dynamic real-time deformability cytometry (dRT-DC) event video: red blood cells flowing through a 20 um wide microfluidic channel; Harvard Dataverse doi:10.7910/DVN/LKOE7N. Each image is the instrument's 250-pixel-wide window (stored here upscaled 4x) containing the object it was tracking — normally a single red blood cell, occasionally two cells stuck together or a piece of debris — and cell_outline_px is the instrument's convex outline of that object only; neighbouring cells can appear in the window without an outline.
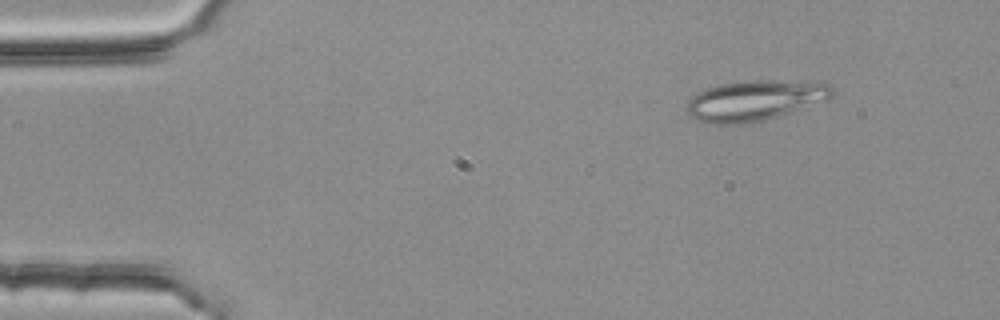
{"species": "common noctule bat (a hibernating species)", "species_latin": "Nyctalus noctula", "temperature_condition": "room temperature", "stored_images_in_passage": 11, "camera_frame_rate_fps": 3000, "um_per_image_px": 0.085, "animal": {"sex": "female", "body_mass_g": 25.1}, "frame": {"image": 1, "passage_image": 1, "time_ms": 0.0, "image_size_px": [1000, 320], "cell_outline_px": [[836, 88], [832, 96], [828, 100], [764, 120], [740, 124], [716, 124], [700, 120], [688, 116], [684, 108], [688, 100], [692, 96], [708, 88], [724, 84], [744, 80], [772, 80], [832, 84]], "centroid_in_image_um": [64.16, 8.54], "position_along_channel_um": 20.8, "area_um2": 34.1}}